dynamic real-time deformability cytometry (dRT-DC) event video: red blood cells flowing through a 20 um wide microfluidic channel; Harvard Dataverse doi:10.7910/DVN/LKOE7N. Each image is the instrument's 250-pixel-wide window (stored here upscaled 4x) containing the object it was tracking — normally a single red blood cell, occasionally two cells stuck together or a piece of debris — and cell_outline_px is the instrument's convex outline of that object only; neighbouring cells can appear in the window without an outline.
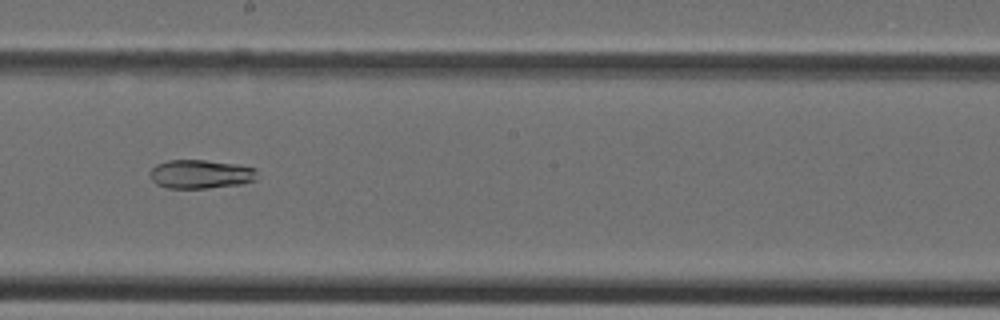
{"species": "Egyptian fruit bat (a non-hibernating species)", "species_latin": "Rousettus aegyptiacus", "temperature_condition": "cold", "stored_images_in_passage": 31, "camera_frame_rate_fps": 3000, "um_per_image_px": 0.085, "animal": {"sex": "female"}, "frame": {"image": 1, "passage_image": 14, "time_ms": 4.333, "image_size_px": [1000, 320], "cell_outline_px": [[256, 180], [240, 184], [208, 188], [168, 188], [156, 184], [152, 180], [148, 172], [156, 164], [168, 160], [204, 160], [236, 164], [256, 168]], "centroid_in_image_um": [17.03, 14.8], "position_along_channel_um": 231.2, "area_um2": 18.03}}
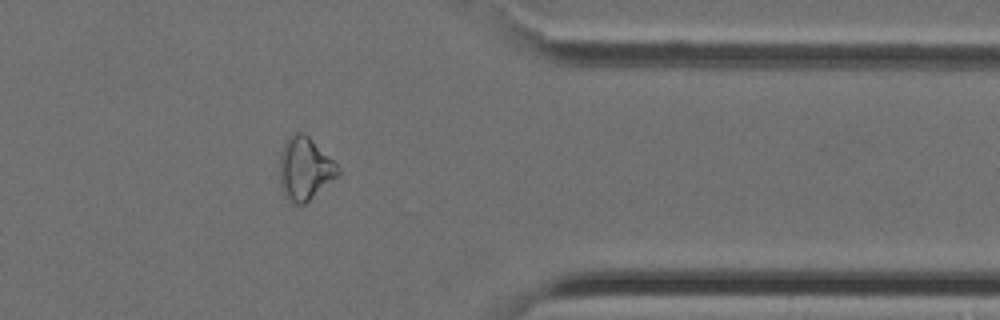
{"frame": {"image": 2, "passage_image": 24, "time_ms": 7.667, "image_size_px": [1000, 320], "cell_outline_px": [[340, 172], [336, 176], [304, 204], [296, 204], [288, 200], [284, 196], [280, 180], [280, 152], [288, 136], [296, 132], [304, 132], [340, 168]], "centroid_in_image_um": [25.87, 14.32], "position_along_channel_um": 385.5, "area_um2": 20.87}}
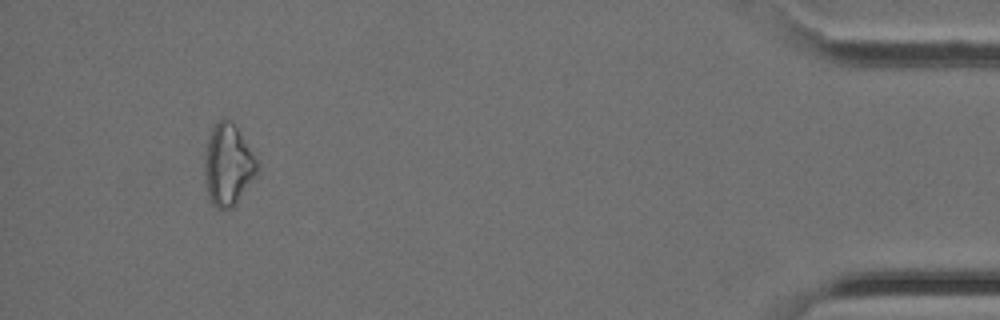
{"frame": {"image": 3, "passage_image": 29, "time_ms": 9.333, "image_size_px": [1000, 320], "cell_outline_px": [[260, 168], [256, 176], [232, 208], [216, 208], [212, 204], [208, 196], [204, 184], [204, 156], [208, 136], [216, 120], [220, 116], [228, 120], [236, 128], [256, 160]], "centroid_in_image_um": [19.33, 14.03], "position_along_channel_um": 415.9, "area_um2": 24.97}}